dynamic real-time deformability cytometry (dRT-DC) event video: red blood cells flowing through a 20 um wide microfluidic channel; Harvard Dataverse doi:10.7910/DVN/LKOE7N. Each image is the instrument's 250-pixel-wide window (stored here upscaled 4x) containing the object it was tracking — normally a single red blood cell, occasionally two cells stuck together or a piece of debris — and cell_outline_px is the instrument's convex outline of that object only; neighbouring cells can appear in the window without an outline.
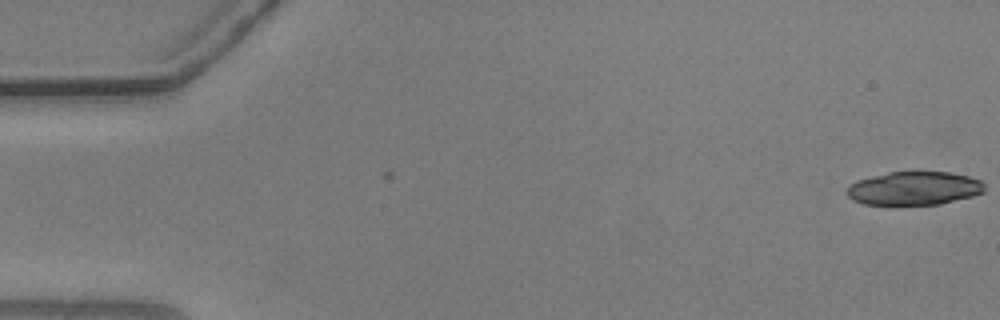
{"species": "common noctule bat (a hibernating species)", "species_latin": "Nyctalus noctula", "temperature_condition": "warm", "stored_images_in_passage": 3, "camera_frame_rate_fps": 3000, "um_per_image_px": 0.085, "animal": {"sex": "male", "body_mass_g": 20.5, "forearm_length_mm": 52.5}, "frame": {"image": 1, "passage_image": 1, "time_ms": 0.0, "image_size_px": [1000, 320], "cell_outline_px": [[984, 192], [972, 196], [940, 204], [896, 208], [892, 208], [864, 204], [852, 200], [844, 192], [856, 180], [888, 172], [948, 172], [968, 176], [980, 180], [984, 184]], "centroid_in_image_um": [77.63, 16.06], "position_along_channel_um": 7.4, "area_um2": 27.86}}